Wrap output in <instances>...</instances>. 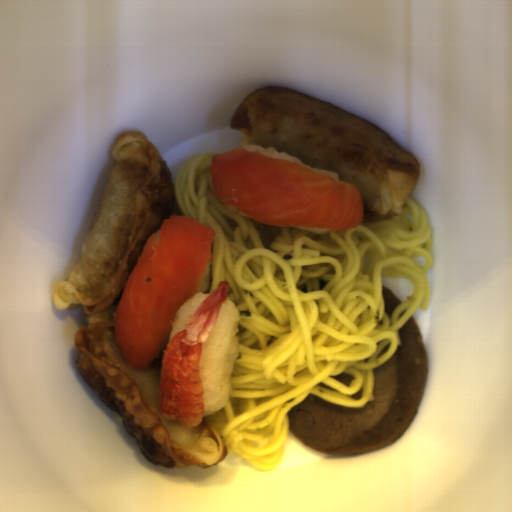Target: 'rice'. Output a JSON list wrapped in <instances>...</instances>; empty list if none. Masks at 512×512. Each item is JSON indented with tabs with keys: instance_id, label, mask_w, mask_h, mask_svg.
<instances>
[{
	"instance_id": "8eca5e8b",
	"label": "rice",
	"mask_w": 512,
	"mask_h": 512,
	"mask_svg": "<svg viewBox=\"0 0 512 512\" xmlns=\"http://www.w3.org/2000/svg\"><path fill=\"white\" fill-rule=\"evenodd\" d=\"M236 149H245V150L250 151V152H258L259 154H261V155H263L265 157H277V158H281V159H284V160H287V161H292V162L297 163V164H299L301 166H304L306 168H310V169H312L314 171H320V172L329 173L335 180H339L340 181V178H339L337 173L330 172V171H327V170H324V169H320V168H317V167H314V166H310V165L304 164L297 157L291 156V155H289L285 151L278 152L274 147L264 148V147H261L259 144H247V145H239V146L236 147Z\"/></svg>"
},
{
	"instance_id": "652b925c",
	"label": "rice",
	"mask_w": 512,
	"mask_h": 512,
	"mask_svg": "<svg viewBox=\"0 0 512 512\" xmlns=\"http://www.w3.org/2000/svg\"><path fill=\"white\" fill-rule=\"evenodd\" d=\"M239 319L236 305L227 298L220 305L215 326L202 343L198 367L204 390L203 417L223 409L232 394V370L239 351Z\"/></svg>"
},
{
	"instance_id": "acb35da6",
	"label": "rice",
	"mask_w": 512,
	"mask_h": 512,
	"mask_svg": "<svg viewBox=\"0 0 512 512\" xmlns=\"http://www.w3.org/2000/svg\"><path fill=\"white\" fill-rule=\"evenodd\" d=\"M299 229H304L306 231H309L313 234H316V235H327L328 233H330V231H327L326 228H303V227H298Z\"/></svg>"
},
{
	"instance_id": "023b6e5f",
	"label": "rice",
	"mask_w": 512,
	"mask_h": 512,
	"mask_svg": "<svg viewBox=\"0 0 512 512\" xmlns=\"http://www.w3.org/2000/svg\"><path fill=\"white\" fill-rule=\"evenodd\" d=\"M209 294L210 293H202L198 290L196 294L189 297L182 303L173 318V322L171 323L168 334L161 341L159 350L154 359H158L162 355V350H165L167 344L170 342L174 335L187 329L185 324L189 314H191Z\"/></svg>"
}]
</instances>
